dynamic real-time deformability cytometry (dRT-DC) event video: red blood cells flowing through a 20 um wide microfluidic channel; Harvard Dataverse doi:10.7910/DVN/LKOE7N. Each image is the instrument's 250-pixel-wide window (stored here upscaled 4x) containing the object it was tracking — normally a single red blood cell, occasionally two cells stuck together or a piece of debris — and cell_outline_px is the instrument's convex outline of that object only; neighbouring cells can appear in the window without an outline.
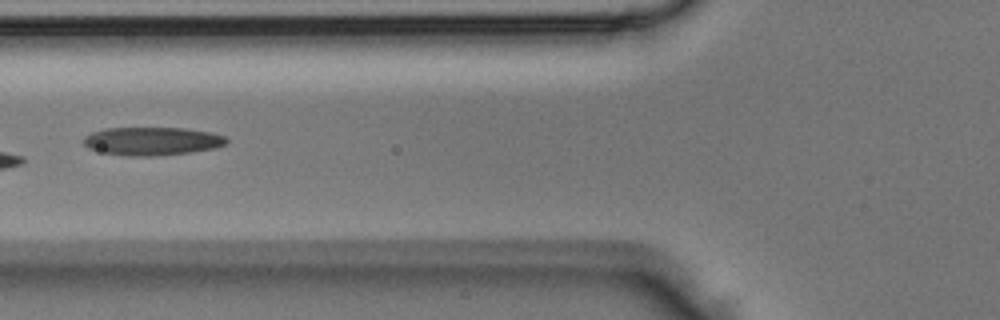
{"species": "Egyptian fruit bat (a non-hibernating species)", "species_latin": "Rousettus aegyptiacus", "temperature_condition": "room temperature", "stored_images_in_passage": 3, "camera_frame_rate_fps": 3000, "um_per_image_px": 0.085, "animal": {"sex": "male"}, "frame": {"image": 1, "passage_image": 3, "time_ms": 0.667, "image_size_px": [1000, 320], "cell_outline_px": [[228, 144], [216, 148], [188, 152], [152, 156], [128, 156], [104, 152], [88, 148], [84, 144], [84, 136], [92, 132], [104, 128], [184, 128], [212, 132], [224, 136], [228, 140]], "centroid_in_image_um": [12.95, 11.99], "position_along_channel_um": 112.8, "area_um2": 23.47}}